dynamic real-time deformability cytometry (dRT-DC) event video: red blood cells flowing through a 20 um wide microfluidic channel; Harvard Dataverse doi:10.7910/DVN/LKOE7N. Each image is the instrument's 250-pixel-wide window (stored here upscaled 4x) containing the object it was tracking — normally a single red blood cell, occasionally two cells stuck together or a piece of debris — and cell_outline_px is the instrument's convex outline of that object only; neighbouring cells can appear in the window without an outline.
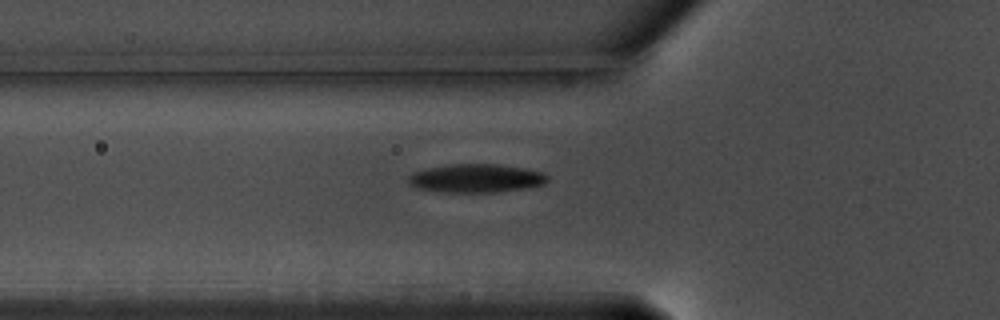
{"species": "common noctule bat (a hibernating species)", "species_latin": "Nyctalus noctula", "temperature_condition": "warm", "stored_images_in_passage": 39, "camera_frame_rate_fps": 3000, "um_per_image_px": 0.085, "animal": {"sex": "male", "body_mass_g": 17.5, "forearm_length_mm": 52.3}, "frame": {"image": 1, "passage_image": 2, "time_ms": 0.333, "image_size_px": [1000, 320], "cell_outline_px": [[548, 180], [544, 184], [524, 188], [496, 192], [440, 192], [416, 188], [408, 180], [408, 176], [412, 172], [428, 168], [448, 164], [496, 164], [524, 168], [544, 172], [548, 176]], "centroid_in_image_um": [40.46, 15.15], "position_along_channel_um": 85.3, "area_um2": 23.12}}
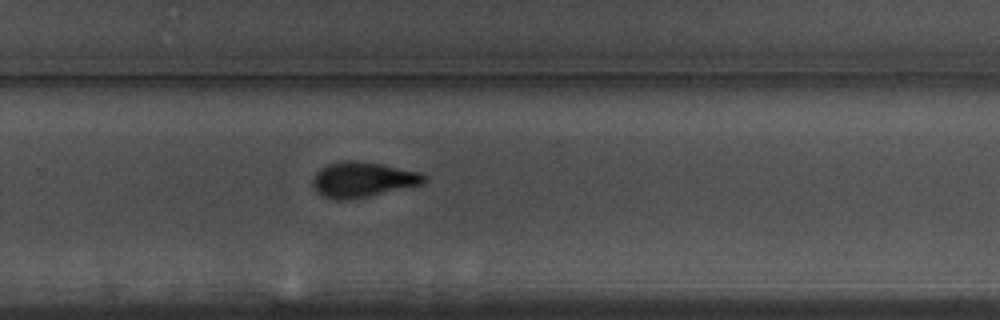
{"frame": {"image": 2, "passage_image": 20, "time_ms": 6.333, "image_size_px": [1000, 320], "cell_outline_px": [[428, 180], [424, 184], [368, 196], [344, 200], [336, 200], [320, 196], [316, 192], [312, 184], [312, 180], [316, 172], [320, 168], [328, 164], [344, 160], [356, 160], [380, 164], [420, 172], [428, 176]], "centroid_in_image_um": [30.82, 15.27], "position_along_channel_um": 299.0, "area_um2": 23.06}}
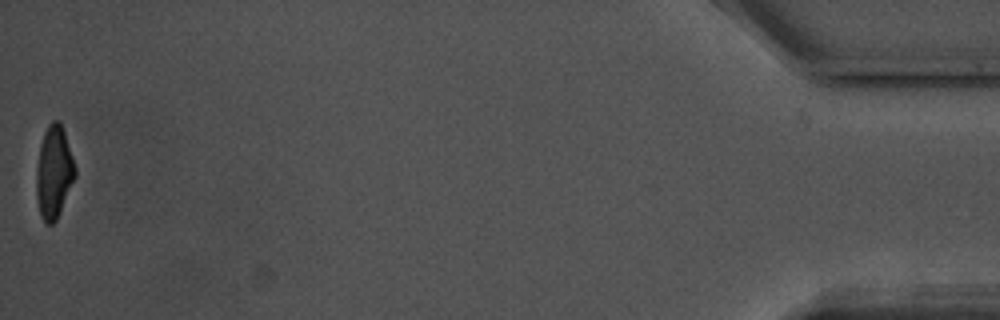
{"frame": {"image": 3, "passage_image": 39, "time_ms": 12.667, "image_size_px": [1000, 320], "cell_outline_px": [[76, 176], [56, 220], [52, 224], [44, 224], [40, 216], [36, 196], [36, 168], [40, 144], [44, 132], [48, 124], [52, 120], [60, 120], [76, 168]], "centroid_in_image_um": [4.56, 14.64], "position_along_channel_um": 430.6, "area_um2": 20.98}}